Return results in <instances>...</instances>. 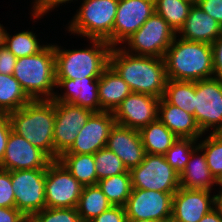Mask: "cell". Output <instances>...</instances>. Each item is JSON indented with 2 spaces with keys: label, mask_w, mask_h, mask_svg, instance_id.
Masks as SVG:
<instances>
[{
  "label": "cell",
  "mask_w": 222,
  "mask_h": 222,
  "mask_svg": "<svg viewBox=\"0 0 222 222\" xmlns=\"http://www.w3.org/2000/svg\"><path fill=\"white\" fill-rule=\"evenodd\" d=\"M198 139V146L204 151L211 174L217 180L222 174V139L215 133H210L204 139Z\"/></svg>",
  "instance_id": "obj_34"
},
{
  "label": "cell",
  "mask_w": 222,
  "mask_h": 222,
  "mask_svg": "<svg viewBox=\"0 0 222 222\" xmlns=\"http://www.w3.org/2000/svg\"><path fill=\"white\" fill-rule=\"evenodd\" d=\"M198 146V140L192 138H179L164 154L167 163L175 169L179 175L185 169L192 151Z\"/></svg>",
  "instance_id": "obj_33"
},
{
  "label": "cell",
  "mask_w": 222,
  "mask_h": 222,
  "mask_svg": "<svg viewBox=\"0 0 222 222\" xmlns=\"http://www.w3.org/2000/svg\"><path fill=\"white\" fill-rule=\"evenodd\" d=\"M94 112L72 103L55 101L53 142L55 160L74 143L77 134Z\"/></svg>",
  "instance_id": "obj_12"
},
{
  "label": "cell",
  "mask_w": 222,
  "mask_h": 222,
  "mask_svg": "<svg viewBox=\"0 0 222 222\" xmlns=\"http://www.w3.org/2000/svg\"><path fill=\"white\" fill-rule=\"evenodd\" d=\"M129 172L132 189L175 193L180 188V175L164 155L146 153L143 162Z\"/></svg>",
  "instance_id": "obj_8"
},
{
  "label": "cell",
  "mask_w": 222,
  "mask_h": 222,
  "mask_svg": "<svg viewBox=\"0 0 222 222\" xmlns=\"http://www.w3.org/2000/svg\"><path fill=\"white\" fill-rule=\"evenodd\" d=\"M160 98L141 94H129L115 109L113 116L116 124L140 130L158 119Z\"/></svg>",
  "instance_id": "obj_15"
},
{
  "label": "cell",
  "mask_w": 222,
  "mask_h": 222,
  "mask_svg": "<svg viewBox=\"0 0 222 222\" xmlns=\"http://www.w3.org/2000/svg\"><path fill=\"white\" fill-rule=\"evenodd\" d=\"M106 147L121 159L127 170L139 166L146 154L139 130L118 124L111 129Z\"/></svg>",
  "instance_id": "obj_20"
},
{
  "label": "cell",
  "mask_w": 222,
  "mask_h": 222,
  "mask_svg": "<svg viewBox=\"0 0 222 222\" xmlns=\"http://www.w3.org/2000/svg\"><path fill=\"white\" fill-rule=\"evenodd\" d=\"M215 134L222 139V126L215 132Z\"/></svg>",
  "instance_id": "obj_50"
},
{
  "label": "cell",
  "mask_w": 222,
  "mask_h": 222,
  "mask_svg": "<svg viewBox=\"0 0 222 222\" xmlns=\"http://www.w3.org/2000/svg\"><path fill=\"white\" fill-rule=\"evenodd\" d=\"M186 1H188V2H190L192 4H196L198 0H186Z\"/></svg>",
  "instance_id": "obj_51"
},
{
  "label": "cell",
  "mask_w": 222,
  "mask_h": 222,
  "mask_svg": "<svg viewBox=\"0 0 222 222\" xmlns=\"http://www.w3.org/2000/svg\"><path fill=\"white\" fill-rule=\"evenodd\" d=\"M31 100L13 75L0 73V113L20 109Z\"/></svg>",
  "instance_id": "obj_28"
},
{
  "label": "cell",
  "mask_w": 222,
  "mask_h": 222,
  "mask_svg": "<svg viewBox=\"0 0 222 222\" xmlns=\"http://www.w3.org/2000/svg\"><path fill=\"white\" fill-rule=\"evenodd\" d=\"M158 119L179 138L198 140L205 135L197 125L194 115L166 102L163 98L158 105Z\"/></svg>",
  "instance_id": "obj_22"
},
{
  "label": "cell",
  "mask_w": 222,
  "mask_h": 222,
  "mask_svg": "<svg viewBox=\"0 0 222 222\" xmlns=\"http://www.w3.org/2000/svg\"><path fill=\"white\" fill-rule=\"evenodd\" d=\"M211 46L213 51V77L222 80V34Z\"/></svg>",
  "instance_id": "obj_42"
},
{
  "label": "cell",
  "mask_w": 222,
  "mask_h": 222,
  "mask_svg": "<svg viewBox=\"0 0 222 222\" xmlns=\"http://www.w3.org/2000/svg\"><path fill=\"white\" fill-rule=\"evenodd\" d=\"M99 77H85V79H56V88L65 92H55L53 101L72 103L93 112H102L98 94ZM64 88V89H63Z\"/></svg>",
  "instance_id": "obj_19"
},
{
  "label": "cell",
  "mask_w": 222,
  "mask_h": 222,
  "mask_svg": "<svg viewBox=\"0 0 222 222\" xmlns=\"http://www.w3.org/2000/svg\"><path fill=\"white\" fill-rule=\"evenodd\" d=\"M17 57L5 45L0 47V73L13 75Z\"/></svg>",
  "instance_id": "obj_41"
},
{
  "label": "cell",
  "mask_w": 222,
  "mask_h": 222,
  "mask_svg": "<svg viewBox=\"0 0 222 222\" xmlns=\"http://www.w3.org/2000/svg\"><path fill=\"white\" fill-rule=\"evenodd\" d=\"M219 186L220 190L219 191H222V174L220 175V177L216 180V186Z\"/></svg>",
  "instance_id": "obj_49"
},
{
  "label": "cell",
  "mask_w": 222,
  "mask_h": 222,
  "mask_svg": "<svg viewBox=\"0 0 222 222\" xmlns=\"http://www.w3.org/2000/svg\"><path fill=\"white\" fill-rule=\"evenodd\" d=\"M29 222H82L77 208H44Z\"/></svg>",
  "instance_id": "obj_36"
},
{
  "label": "cell",
  "mask_w": 222,
  "mask_h": 222,
  "mask_svg": "<svg viewBox=\"0 0 222 222\" xmlns=\"http://www.w3.org/2000/svg\"><path fill=\"white\" fill-rule=\"evenodd\" d=\"M127 222H158V221L151 219H137V220H127Z\"/></svg>",
  "instance_id": "obj_48"
},
{
  "label": "cell",
  "mask_w": 222,
  "mask_h": 222,
  "mask_svg": "<svg viewBox=\"0 0 222 222\" xmlns=\"http://www.w3.org/2000/svg\"><path fill=\"white\" fill-rule=\"evenodd\" d=\"M154 12L155 0H119L111 34V46H121Z\"/></svg>",
  "instance_id": "obj_14"
},
{
  "label": "cell",
  "mask_w": 222,
  "mask_h": 222,
  "mask_svg": "<svg viewBox=\"0 0 222 222\" xmlns=\"http://www.w3.org/2000/svg\"><path fill=\"white\" fill-rule=\"evenodd\" d=\"M174 193L132 189L125 207L127 220L171 222Z\"/></svg>",
  "instance_id": "obj_13"
},
{
  "label": "cell",
  "mask_w": 222,
  "mask_h": 222,
  "mask_svg": "<svg viewBox=\"0 0 222 222\" xmlns=\"http://www.w3.org/2000/svg\"><path fill=\"white\" fill-rule=\"evenodd\" d=\"M221 34L222 26L197 4H193L177 37L212 44Z\"/></svg>",
  "instance_id": "obj_21"
},
{
  "label": "cell",
  "mask_w": 222,
  "mask_h": 222,
  "mask_svg": "<svg viewBox=\"0 0 222 222\" xmlns=\"http://www.w3.org/2000/svg\"><path fill=\"white\" fill-rule=\"evenodd\" d=\"M111 206L100 187L95 184L83 186L76 208L82 222H89Z\"/></svg>",
  "instance_id": "obj_27"
},
{
  "label": "cell",
  "mask_w": 222,
  "mask_h": 222,
  "mask_svg": "<svg viewBox=\"0 0 222 222\" xmlns=\"http://www.w3.org/2000/svg\"><path fill=\"white\" fill-rule=\"evenodd\" d=\"M163 59L167 79L196 82L213 77L211 44L176 36Z\"/></svg>",
  "instance_id": "obj_3"
},
{
  "label": "cell",
  "mask_w": 222,
  "mask_h": 222,
  "mask_svg": "<svg viewBox=\"0 0 222 222\" xmlns=\"http://www.w3.org/2000/svg\"><path fill=\"white\" fill-rule=\"evenodd\" d=\"M6 29L0 24V47L4 46Z\"/></svg>",
  "instance_id": "obj_47"
},
{
  "label": "cell",
  "mask_w": 222,
  "mask_h": 222,
  "mask_svg": "<svg viewBox=\"0 0 222 222\" xmlns=\"http://www.w3.org/2000/svg\"><path fill=\"white\" fill-rule=\"evenodd\" d=\"M13 76L32 99H53L56 88L54 43L37 54L17 58Z\"/></svg>",
  "instance_id": "obj_5"
},
{
  "label": "cell",
  "mask_w": 222,
  "mask_h": 222,
  "mask_svg": "<svg viewBox=\"0 0 222 222\" xmlns=\"http://www.w3.org/2000/svg\"><path fill=\"white\" fill-rule=\"evenodd\" d=\"M115 124L112 112H94L77 134L73 145L62 154H94L105 148Z\"/></svg>",
  "instance_id": "obj_17"
},
{
  "label": "cell",
  "mask_w": 222,
  "mask_h": 222,
  "mask_svg": "<svg viewBox=\"0 0 222 222\" xmlns=\"http://www.w3.org/2000/svg\"><path fill=\"white\" fill-rule=\"evenodd\" d=\"M0 207L15 208V192L8 170L0 169Z\"/></svg>",
  "instance_id": "obj_37"
},
{
  "label": "cell",
  "mask_w": 222,
  "mask_h": 222,
  "mask_svg": "<svg viewBox=\"0 0 222 222\" xmlns=\"http://www.w3.org/2000/svg\"><path fill=\"white\" fill-rule=\"evenodd\" d=\"M11 130L8 113H0V162L3 159Z\"/></svg>",
  "instance_id": "obj_43"
},
{
  "label": "cell",
  "mask_w": 222,
  "mask_h": 222,
  "mask_svg": "<svg viewBox=\"0 0 222 222\" xmlns=\"http://www.w3.org/2000/svg\"><path fill=\"white\" fill-rule=\"evenodd\" d=\"M15 192V208L27 219L46 208V169L10 171Z\"/></svg>",
  "instance_id": "obj_9"
},
{
  "label": "cell",
  "mask_w": 222,
  "mask_h": 222,
  "mask_svg": "<svg viewBox=\"0 0 222 222\" xmlns=\"http://www.w3.org/2000/svg\"><path fill=\"white\" fill-rule=\"evenodd\" d=\"M51 161L44 151L11 130L0 169H46Z\"/></svg>",
  "instance_id": "obj_16"
},
{
  "label": "cell",
  "mask_w": 222,
  "mask_h": 222,
  "mask_svg": "<svg viewBox=\"0 0 222 222\" xmlns=\"http://www.w3.org/2000/svg\"><path fill=\"white\" fill-rule=\"evenodd\" d=\"M192 5L186 0H155V12L177 33L186 21Z\"/></svg>",
  "instance_id": "obj_32"
},
{
  "label": "cell",
  "mask_w": 222,
  "mask_h": 222,
  "mask_svg": "<svg viewBox=\"0 0 222 222\" xmlns=\"http://www.w3.org/2000/svg\"><path fill=\"white\" fill-rule=\"evenodd\" d=\"M83 186L59 160L46 168L45 202L47 208H76Z\"/></svg>",
  "instance_id": "obj_11"
},
{
  "label": "cell",
  "mask_w": 222,
  "mask_h": 222,
  "mask_svg": "<svg viewBox=\"0 0 222 222\" xmlns=\"http://www.w3.org/2000/svg\"><path fill=\"white\" fill-rule=\"evenodd\" d=\"M199 222H222V217L219 212L214 208L209 213L204 215Z\"/></svg>",
  "instance_id": "obj_45"
},
{
  "label": "cell",
  "mask_w": 222,
  "mask_h": 222,
  "mask_svg": "<svg viewBox=\"0 0 222 222\" xmlns=\"http://www.w3.org/2000/svg\"><path fill=\"white\" fill-rule=\"evenodd\" d=\"M0 222H29V219L16 208L0 207Z\"/></svg>",
  "instance_id": "obj_44"
},
{
  "label": "cell",
  "mask_w": 222,
  "mask_h": 222,
  "mask_svg": "<svg viewBox=\"0 0 222 222\" xmlns=\"http://www.w3.org/2000/svg\"><path fill=\"white\" fill-rule=\"evenodd\" d=\"M176 36L167 21L154 12L121 48L133 55L163 58Z\"/></svg>",
  "instance_id": "obj_7"
},
{
  "label": "cell",
  "mask_w": 222,
  "mask_h": 222,
  "mask_svg": "<svg viewBox=\"0 0 222 222\" xmlns=\"http://www.w3.org/2000/svg\"><path fill=\"white\" fill-rule=\"evenodd\" d=\"M8 116L13 132L55 160L53 142L55 101L52 99L31 100L20 109L8 113Z\"/></svg>",
  "instance_id": "obj_2"
},
{
  "label": "cell",
  "mask_w": 222,
  "mask_h": 222,
  "mask_svg": "<svg viewBox=\"0 0 222 222\" xmlns=\"http://www.w3.org/2000/svg\"><path fill=\"white\" fill-rule=\"evenodd\" d=\"M210 194L209 190L180 187L173 194L171 222H199L215 208L214 192Z\"/></svg>",
  "instance_id": "obj_18"
},
{
  "label": "cell",
  "mask_w": 222,
  "mask_h": 222,
  "mask_svg": "<svg viewBox=\"0 0 222 222\" xmlns=\"http://www.w3.org/2000/svg\"><path fill=\"white\" fill-rule=\"evenodd\" d=\"M119 0H82L77 13L67 24V33L104 40L111 46V34Z\"/></svg>",
  "instance_id": "obj_6"
},
{
  "label": "cell",
  "mask_w": 222,
  "mask_h": 222,
  "mask_svg": "<svg viewBox=\"0 0 222 222\" xmlns=\"http://www.w3.org/2000/svg\"><path fill=\"white\" fill-rule=\"evenodd\" d=\"M131 93L129 85L110 66L98 79V94L102 111L113 113Z\"/></svg>",
  "instance_id": "obj_24"
},
{
  "label": "cell",
  "mask_w": 222,
  "mask_h": 222,
  "mask_svg": "<svg viewBox=\"0 0 222 222\" xmlns=\"http://www.w3.org/2000/svg\"><path fill=\"white\" fill-rule=\"evenodd\" d=\"M139 132L148 154L164 155L178 139L159 119L142 127Z\"/></svg>",
  "instance_id": "obj_25"
},
{
  "label": "cell",
  "mask_w": 222,
  "mask_h": 222,
  "mask_svg": "<svg viewBox=\"0 0 222 222\" xmlns=\"http://www.w3.org/2000/svg\"><path fill=\"white\" fill-rule=\"evenodd\" d=\"M215 209L222 217V191H218V194L215 195Z\"/></svg>",
  "instance_id": "obj_46"
},
{
  "label": "cell",
  "mask_w": 222,
  "mask_h": 222,
  "mask_svg": "<svg viewBox=\"0 0 222 222\" xmlns=\"http://www.w3.org/2000/svg\"><path fill=\"white\" fill-rule=\"evenodd\" d=\"M89 222H127L124 206H111L108 210L94 217Z\"/></svg>",
  "instance_id": "obj_39"
},
{
  "label": "cell",
  "mask_w": 222,
  "mask_h": 222,
  "mask_svg": "<svg viewBox=\"0 0 222 222\" xmlns=\"http://www.w3.org/2000/svg\"><path fill=\"white\" fill-rule=\"evenodd\" d=\"M196 4L222 26V0H198Z\"/></svg>",
  "instance_id": "obj_40"
},
{
  "label": "cell",
  "mask_w": 222,
  "mask_h": 222,
  "mask_svg": "<svg viewBox=\"0 0 222 222\" xmlns=\"http://www.w3.org/2000/svg\"><path fill=\"white\" fill-rule=\"evenodd\" d=\"M58 160L82 186L98 183L93 154H61Z\"/></svg>",
  "instance_id": "obj_26"
},
{
  "label": "cell",
  "mask_w": 222,
  "mask_h": 222,
  "mask_svg": "<svg viewBox=\"0 0 222 222\" xmlns=\"http://www.w3.org/2000/svg\"><path fill=\"white\" fill-rule=\"evenodd\" d=\"M35 34L33 31L24 30L11 36L6 30L4 45L17 58L37 54L46 44L40 45V41Z\"/></svg>",
  "instance_id": "obj_31"
},
{
  "label": "cell",
  "mask_w": 222,
  "mask_h": 222,
  "mask_svg": "<svg viewBox=\"0 0 222 222\" xmlns=\"http://www.w3.org/2000/svg\"><path fill=\"white\" fill-rule=\"evenodd\" d=\"M194 93L195 82L168 79L162 98L194 115Z\"/></svg>",
  "instance_id": "obj_30"
},
{
  "label": "cell",
  "mask_w": 222,
  "mask_h": 222,
  "mask_svg": "<svg viewBox=\"0 0 222 222\" xmlns=\"http://www.w3.org/2000/svg\"><path fill=\"white\" fill-rule=\"evenodd\" d=\"M93 155L95 158L98 181L107 177L126 173L128 171L121 159L107 147L98 150Z\"/></svg>",
  "instance_id": "obj_35"
},
{
  "label": "cell",
  "mask_w": 222,
  "mask_h": 222,
  "mask_svg": "<svg viewBox=\"0 0 222 222\" xmlns=\"http://www.w3.org/2000/svg\"><path fill=\"white\" fill-rule=\"evenodd\" d=\"M214 186H216V179L209 170L203 150L197 146L192 151L185 169L180 174V187L212 191Z\"/></svg>",
  "instance_id": "obj_23"
},
{
  "label": "cell",
  "mask_w": 222,
  "mask_h": 222,
  "mask_svg": "<svg viewBox=\"0 0 222 222\" xmlns=\"http://www.w3.org/2000/svg\"><path fill=\"white\" fill-rule=\"evenodd\" d=\"M85 49H66L54 44L56 79L100 77L109 66L112 46L104 40L91 39Z\"/></svg>",
  "instance_id": "obj_4"
},
{
  "label": "cell",
  "mask_w": 222,
  "mask_h": 222,
  "mask_svg": "<svg viewBox=\"0 0 222 222\" xmlns=\"http://www.w3.org/2000/svg\"><path fill=\"white\" fill-rule=\"evenodd\" d=\"M194 118L203 134L222 126V80L211 77L195 82Z\"/></svg>",
  "instance_id": "obj_10"
},
{
  "label": "cell",
  "mask_w": 222,
  "mask_h": 222,
  "mask_svg": "<svg viewBox=\"0 0 222 222\" xmlns=\"http://www.w3.org/2000/svg\"><path fill=\"white\" fill-rule=\"evenodd\" d=\"M109 66L133 93L163 97L168 80L163 58L133 55L116 46L110 50Z\"/></svg>",
  "instance_id": "obj_1"
},
{
  "label": "cell",
  "mask_w": 222,
  "mask_h": 222,
  "mask_svg": "<svg viewBox=\"0 0 222 222\" xmlns=\"http://www.w3.org/2000/svg\"><path fill=\"white\" fill-rule=\"evenodd\" d=\"M97 185L112 206H125L132 190L130 172L101 179Z\"/></svg>",
  "instance_id": "obj_29"
},
{
  "label": "cell",
  "mask_w": 222,
  "mask_h": 222,
  "mask_svg": "<svg viewBox=\"0 0 222 222\" xmlns=\"http://www.w3.org/2000/svg\"><path fill=\"white\" fill-rule=\"evenodd\" d=\"M71 2H73V0H34L32 2L33 10L31 8V15L33 17V20L37 18L39 20V18L44 17V15H46L49 11L55 9V7H59L60 4L63 5V3L66 4Z\"/></svg>",
  "instance_id": "obj_38"
}]
</instances>
